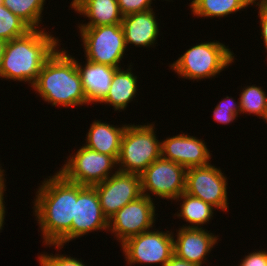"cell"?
I'll return each mask as SVG.
<instances>
[{
    "label": "cell",
    "mask_w": 267,
    "mask_h": 266,
    "mask_svg": "<svg viewBox=\"0 0 267 266\" xmlns=\"http://www.w3.org/2000/svg\"><path fill=\"white\" fill-rule=\"evenodd\" d=\"M45 31L46 28L31 29L6 43L0 65L1 80L27 82L33 86L44 63L60 46L61 39Z\"/></svg>",
    "instance_id": "7a4b0ae2"
},
{
    "label": "cell",
    "mask_w": 267,
    "mask_h": 266,
    "mask_svg": "<svg viewBox=\"0 0 267 266\" xmlns=\"http://www.w3.org/2000/svg\"><path fill=\"white\" fill-rule=\"evenodd\" d=\"M5 170L2 169L0 164V200H4V193L6 191V179H5Z\"/></svg>",
    "instance_id": "1f68e13d"
},
{
    "label": "cell",
    "mask_w": 267,
    "mask_h": 266,
    "mask_svg": "<svg viewBox=\"0 0 267 266\" xmlns=\"http://www.w3.org/2000/svg\"><path fill=\"white\" fill-rule=\"evenodd\" d=\"M70 7L90 20L77 27L121 24L123 19L117 0H72Z\"/></svg>",
    "instance_id": "ac0fdd59"
},
{
    "label": "cell",
    "mask_w": 267,
    "mask_h": 266,
    "mask_svg": "<svg viewBox=\"0 0 267 266\" xmlns=\"http://www.w3.org/2000/svg\"><path fill=\"white\" fill-rule=\"evenodd\" d=\"M206 142L182 132L161 140V156L182 165L185 169L205 166L211 161Z\"/></svg>",
    "instance_id": "5bb4252c"
},
{
    "label": "cell",
    "mask_w": 267,
    "mask_h": 266,
    "mask_svg": "<svg viewBox=\"0 0 267 266\" xmlns=\"http://www.w3.org/2000/svg\"><path fill=\"white\" fill-rule=\"evenodd\" d=\"M152 123H130L126 126L117 159V170L140 175L161 157V141L155 134V123Z\"/></svg>",
    "instance_id": "5b68a950"
},
{
    "label": "cell",
    "mask_w": 267,
    "mask_h": 266,
    "mask_svg": "<svg viewBox=\"0 0 267 266\" xmlns=\"http://www.w3.org/2000/svg\"><path fill=\"white\" fill-rule=\"evenodd\" d=\"M85 60L114 68H122L126 45L121 24L78 27Z\"/></svg>",
    "instance_id": "8992f818"
},
{
    "label": "cell",
    "mask_w": 267,
    "mask_h": 266,
    "mask_svg": "<svg viewBox=\"0 0 267 266\" xmlns=\"http://www.w3.org/2000/svg\"><path fill=\"white\" fill-rule=\"evenodd\" d=\"M258 6V16L260 19V32H261V39H263L264 47L267 52V3L257 5Z\"/></svg>",
    "instance_id": "f546056e"
},
{
    "label": "cell",
    "mask_w": 267,
    "mask_h": 266,
    "mask_svg": "<svg viewBox=\"0 0 267 266\" xmlns=\"http://www.w3.org/2000/svg\"><path fill=\"white\" fill-rule=\"evenodd\" d=\"M74 57L65 48L58 47L44 63L32 86L44 102L64 108L90 104Z\"/></svg>",
    "instance_id": "3957f363"
},
{
    "label": "cell",
    "mask_w": 267,
    "mask_h": 266,
    "mask_svg": "<svg viewBox=\"0 0 267 266\" xmlns=\"http://www.w3.org/2000/svg\"><path fill=\"white\" fill-rule=\"evenodd\" d=\"M31 28L7 7L0 4V40L10 41L25 35Z\"/></svg>",
    "instance_id": "d4e9b609"
},
{
    "label": "cell",
    "mask_w": 267,
    "mask_h": 266,
    "mask_svg": "<svg viewBox=\"0 0 267 266\" xmlns=\"http://www.w3.org/2000/svg\"><path fill=\"white\" fill-rule=\"evenodd\" d=\"M251 5H261V4H266L267 3V0H249ZM258 1V2H257Z\"/></svg>",
    "instance_id": "e575fe53"
},
{
    "label": "cell",
    "mask_w": 267,
    "mask_h": 266,
    "mask_svg": "<svg viewBox=\"0 0 267 266\" xmlns=\"http://www.w3.org/2000/svg\"><path fill=\"white\" fill-rule=\"evenodd\" d=\"M77 69L79 71L83 91L92 104H98L108 93L114 72L118 68H114L104 64L89 62L82 65L76 60Z\"/></svg>",
    "instance_id": "e0dca14e"
},
{
    "label": "cell",
    "mask_w": 267,
    "mask_h": 266,
    "mask_svg": "<svg viewBox=\"0 0 267 266\" xmlns=\"http://www.w3.org/2000/svg\"><path fill=\"white\" fill-rule=\"evenodd\" d=\"M5 201L4 200H0V232H2L1 230H3V226L5 223V213H6V208H5Z\"/></svg>",
    "instance_id": "d6a6232c"
},
{
    "label": "cell",
    "mask_w": 267,
    "mask_h": 266,
    "mask_svg": "<svg viewBox=\"0 0 267 266\" xmlns=\"http://www.w3.org/2000/svg\"><path fill=\"white\" fill-rule=\"evenodd\" d=\"M140 179L142 195L151 200L153 196L172 200V203L185 192L186 169L161 156L140 174Z\"/></svg>",
    "instance_id": "9c48e42d"
},
{
    "label": "cell",
    "mask_w": 267,
    "mask_h": 266,
    "mask_svg": "<svg viewBox=\"0 0 267 266\" xmlns=\"http://www.w3.org/2000/svg\"><path fill=\"white\" fill-rule=\"evenodd\" d=\"M38 262L40 266H87L81 259L71 257L67 254H48L41 253L38 255Z\"/></svg>",
    "instance_id": "4316f807"
},
{
    "label": "cell",
    "mask_w": 267,
    "mask_h": 266,
    "mask_svg": "<svg viewBox=\"0 0 267 266\" xmlns=\"http://www.w3.org/2000/svg\"><path fill=\"white\" fill-rule=\"evenodd\" d=\"M46 0H3V5L22 19L31 29H43L44 3Z\"/></svg>",
    "instance_id": "603a6c76"
},
{
    "label": "cell",
    "mask_w": 267,
    "mask_h": 266,
    "mask_svg": "<svg viewBox=\"0 0 267 266\" xmlns=\"http://www.w3.org/2000/svg\"><path fill=\"white\" fill-rule=\"evenodd\" d=\"M94 120L86 134L84 146L112 156L116 161L119 156L121 140L128 124L112 125L110 123Z\"/></svg>",
    "instance_id": "d6986e66"
},
{
    "label": "cell",
    "mask_w": 267,
    "mask_h": 266,
    "mask_svg": "<svg viewBox=\"0 0 267 266\" xmlns=\"http://www.w3.org/2000/svg\"><path fill=\"white\" fill-rule=\"evenodd\" d=\"M263 87L249 85L240 91L238 101L240 102L241 114H254L259 119L265 120L267 115V94ZM261 117V118H260Z\"/></svg>",
    "instance_id": "cb8c5ba5"
},
{
    "label": "cell",
    "mask_w": 267,
    "mask_h": 266,
    "mask_svg": "<svg viewBox=\"0 0 267 266\" xmlns=\"http://www.w3.org/2000/svg\"><path fill=\"white\" fill-rule=\"evenodd\" d=\"M32 207L46 247L62 250L71 241V223L77 201V183L59 172L48 176L36 191Z\"/></svg>",
    "instance_id": "6da1fadb"
},
{
    "label": "cell",
    "mask_w": 267,
    "mask_h": 266,
    "mask_svg": "<svg viewBox=\"0 0 267 266\" xmlns=\"http://www.w3.org/2000/svg\"><path fill=\"white\" fill-rule=\"evenodd\" d=\"M119 4L120 12L123 16L137 13L145 12L153 9L151 4L152 0H117Z\"/></svg>",
    "instance_id": "83f0119b"
},
{
    "label": "cell",
    "mask_w": 267,
    "mask_h": 266,
    "mask_svg": "<svg viewBox=\"0 0 267 266\" xmlns=\"http://www.w3.org/2000/svg\"><path fill=\"white\" fill-rule=\"evenodd\" d=\"M70 155L57 172L66 180L83 186H94L101 183L115 174V170L118 169L117 161L112 156L102 154L84 145Z\"/></svg>",
    "instance_id": "52a82bcc"
},
{
    "label": "cell",
    "mask_w": 267,
    "mask_h": 266,
    "mask_svg": "<svg viewBox=\"0 0 267 266\" xmlns=\"http://www.w3.org/2000/svg\"><path fill=\"white\" fill-rule=\"evenodd\" d=\"M174 235L171 230L163 232V230L151 228L127 239L120 245L125 261H127L126 264L129 266L135 264L164 266L174 255Z\"/></svg>",
    "instance_id": "ba28073f"
},
{
    "label": "cell",
    "mask_w": 267,
    "mask_h": 266,
    "mask_svg": "<svg viewBox=\"0 0 267 266\" xmlns=\"http://www.w3.org/2000/svg\"><path fill=\"white\" fill-rule=\"evenodd\" d=\"M94 187L108 220L126 204L142 196L140 175L119 170Z\"/></svg>",
    "instance_id": "7c38bea8"
},
{
    "label": "cell",
    "mask_w": 267,
    "mask_h": 266,
    "mask_svg": "<svg viewBox=\"0 0 267 266\" xmlns=\"http://www.w3.org/2000/svg\"><path fill=\"white\" fill-rule=\"evenodd\" d=\"M108 231V219L104 216L94 186L77 184V201L71 223V241L90 232Z\"/></svg>",
    "instance_id": "4fadbf2b"
},
{
    "label": "cell",
    "mask_w": 267,
    "mask_h": 266,
    "mask_svg": "<svg viewBox=\"0 0 267 266\" xmlns=\"http://www.w3.org/2000/svg\"><path fill=\"white\" fill-rule=\"evenodd\" d=\"M234 58L235 55L228 46L214 40L190 46L169 67L181 78L198 82L216 77L234 63Z\"/></svg>",
    "instance_id": "277c9868"
},
{
    "label": "cell",
    "mask_w": 267,
    "mask_h": 266,
    "mask_svg": "<svg viewBox=\"0 0 267 266\" xmlns=\"http://www.w3.org/2000/svg\"><path fill=\"white\" fill-rule=\"evenodd\" d=\"M130 63L126 70L118 68L113 75L112 82L106 96L99 102L113 106L114 111L125 110L134 97L138 94V81L137 76L133 74Z\"/></svg>",
    "instance_id": "ffe728a7"
},
{
    "label": "cell",
    "mask_w": 267,
    "mask_h": 266,
    "mask_svg": "<svg viewBox=\"0 0 267 266\" xmlns=\"http://www.w3.org/2000/svg\"><path fill=\"white\" fill-rule=\"evenodd\" d=\"M6 43H7L6 41L0 40V65H1V60L3 58V55H4Z\"/></svg>",
    "instance_id": "836d02e7"
},
{
    "label": "cell",
    "mask_w": 267,
    "mask_h": 266,
    "mask_svg": "<svg viewBox=\"0 0 267 266\" xmlns=\"http://www.w3.org/2000/svg\"><path fill=\"white\" fill-rule=\"evenodd\" d=\"M245 257L238 266H267V251L263 249L244 255Z\"/></svg>",
    "instance_id": "f1b7e54d"
},
{
    "label": "cell",
    "mask_w": 267,
    "mask_h": 266,
    "mask_svg": "<svg viewBox=\"0 0 267 266\" xmlns=\"http://www.w3.org/2000/svg\"><path fill=\"white\" fill-rule=\"evenodd\" d=\"M174 201H176V203L180 201V210L174 214L175 217L182 218V220L189 224H184L185 226L183 225L180 227L202 228L201 226H203V224L206 225V223L213 219L212 217L216 209L202 199L183 192Z\"/></svg>",
    "instance_id": "44dd1931"
},
{
    "label": "cell",
    "mask_w": 267,
    "mask_h": 266,
    "mask_svg": "<svg viewBox=\"0 0 267 266\" xmlns=\"http://www.w3.org/2000/svg\"><path fill=\"white\" fill-rule=\"evenodd\" d=\"M149 197L142 195L126 204L108 220V232L120 245L127 239L155 227L156 206Z\"/></svg>",
    "instance_id": "8fae6325"
},
{
    "label": "cell",
    "mask_w": 267,
    "mask_h": 266,
    "mask_svg": "<svg viewBox=\"0 0 267 266\" xmlns=\"http://www.w3.org/2000/svg\"><path fill=\"white\" fill-rule=\"evenodd\" d=\"M191 14L195 17L223 18L252 6L249 0H192Z\"/></svg>",
    "instance_id": "7402d4cb"
},
{
    "label": "cell",
    "mask_w": 267,
    "mask_h": 266,
    "mask_svg": "<svg viewBox=\"0 0 267 266\" xmlns=\"http://www.w3.org/2000/svg\"><path fill=\"white\" fill-rule=\"evenodd\" d=\"M158 18L153 9L145 12L131 13L123 16L121 25L124 31L125 45L135 47H152L158 44L160 37Z\"/></svg>",
    "instance_id": "2e32d148"
},
{
    "label": "cell",
    "mask_w": 267,
    "mask_h": 266,
    "mask_svg": "<svg viewBox=\"0 0 267 266\" xmlns=\"http://www.w3.org/2000/svg\"><path fill=\"white\" fill-rule=\"evenodd\" d=\"M164 266H197L191 262L180 259L177 256L173 255L170 260Z\"/></svg>",
    "instance_id": "4dcf8cb0"
},
{
    "label": "cell",
    "mask_w": 267,
    "mask_h": 266,
    "mask_svg": "<svg viewBox=\"0 0 267 266\" xmlns=\"http://www.w3.org/2000/svg\"><path fill=\"white\" fill-rule=\"evenodd\" d=\"M227 185V177L214 164L186 169L185 192L224 212L229 210Z\"/></svg>",
    "instance_id": "30bf717a"
},
{
    "label": "cell",
    "mask_w": 267,
    "mask_h": 266,
    "mask_svg": "<svg viewBox=\"0 0 267 266\" xmlns=\"http://www.w3.org/2000/svg\"><path fill=\"white\" fill-rule=\"evenodd\" d=\"M213 112V119L217 123L224 125L230 124L237 120L238 115L241 113L240 102L236 101L229 96H226L224 99L215 106Z\"/></svg>",
    "instance_id": "484cf974"
},
{
    "label": "cell",
    "mask_w": 267,
    "mask_h": 266,
    "mask_svg": "<svg viewBox=\"0 0 267 266\" xmlns=\"http://www.w3.org/2000/svg\"><path fill=\"white\" fill-rule=\"evenodd\" d=\"M218 237L203 227H180L173 237L174 255L197 266H202L207 263V256L218 244Z\"/></svg>",
    "instance_id": "9a60e30c"
}]
</instances>
